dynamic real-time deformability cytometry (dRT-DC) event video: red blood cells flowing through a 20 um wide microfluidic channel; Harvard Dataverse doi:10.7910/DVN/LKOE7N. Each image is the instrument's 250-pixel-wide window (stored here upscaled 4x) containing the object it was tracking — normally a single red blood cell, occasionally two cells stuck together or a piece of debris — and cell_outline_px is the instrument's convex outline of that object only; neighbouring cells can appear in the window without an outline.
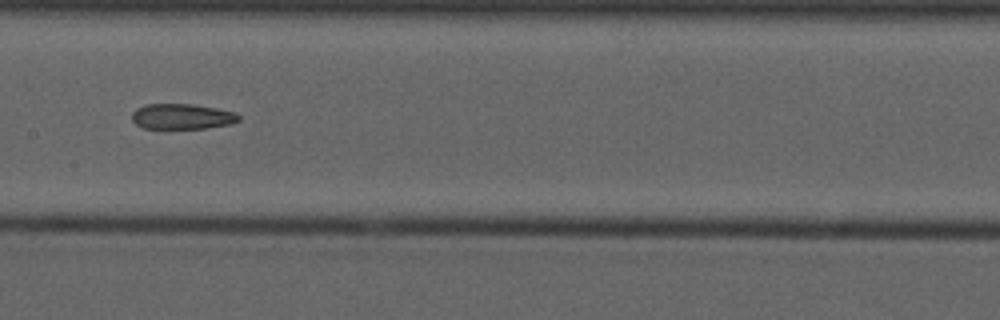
{"species": "common noctule bat (a hibernating species)", "species_latin": "Nyctalus noctula", "temperature_condition": "cold", "stored_images_in_passage": 12, "camera_frame_rate_fps": 3000, "um_per_image_px": 0.085, "animal": {"sex": "male", "forearm_length_mm": 52.5}, "frame": {"image": 1, "passage_image": 6, "time_ms": 7.667, "image_size_px": [1000, 320], "cell_outline_px": [[240, 120], [232, 124], [204, 128], [144, 128], [136, 124], [132, 120], [132, 112], [136, 108], [148, 104], [192, 104], [216, 108], [236, 112], [240, 116]], "centroid_in_image_um": [15.49, 9.9], "position_along_channel_um": 191.9, "area_um2": 15.84}}
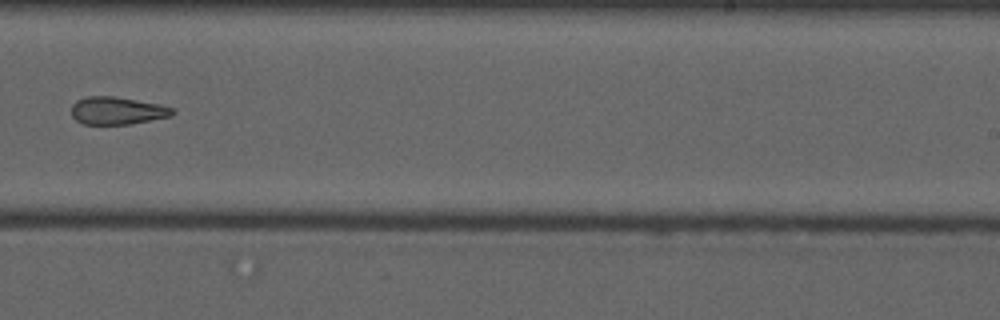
{"frame": {"image": 2, "passage_image": 8, "time_ms": 10.0, "image_size_px": [1000, 320], "cell_outline_px": [[176, 112], [172, 116], [128, 124], [84, 124], [76, 120], [72, 116], [72, 104], [76, 100], [88, 96], [112, 96], [160, 104], [172, 108]], "centroid_in_image_um": [9.96, 9.4], "position_along_channel_um": 279.0, "area_um2": 16.18}}
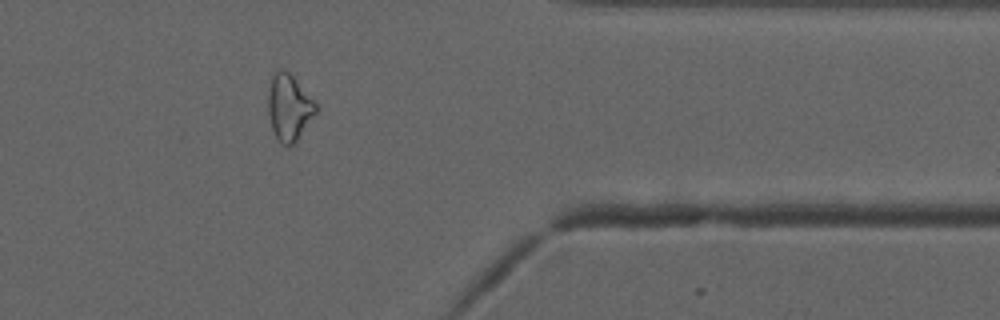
{"frame": {"image": 3, "passage_image": 11, "time_ms": 13.333, "image_size_px": [1000, 320], "cell_outline_px": [[316, 112], [296, 144], [288, 148], [280, 144], [272, 128], [268, 112], [268, 88], [272, 76], [280, 68], [288, 68], [316, 104]], "centroid_in_image_um": [24.56, 9.14], "position_along_channel_um": 386.8, "area_um2": 18.84}, "authors_computed_cell_mechanics": {"area_um2": 17.0799, "velocity_mm_per_s": 3.7345, "shape_relaxation_time_tau1_ms": 1.6004, "shape_relaxation_time_tau2_ms": 6.3481, "deformation_change_tau1": 0.0104, "deformation_change_tau2": 0.1721}}